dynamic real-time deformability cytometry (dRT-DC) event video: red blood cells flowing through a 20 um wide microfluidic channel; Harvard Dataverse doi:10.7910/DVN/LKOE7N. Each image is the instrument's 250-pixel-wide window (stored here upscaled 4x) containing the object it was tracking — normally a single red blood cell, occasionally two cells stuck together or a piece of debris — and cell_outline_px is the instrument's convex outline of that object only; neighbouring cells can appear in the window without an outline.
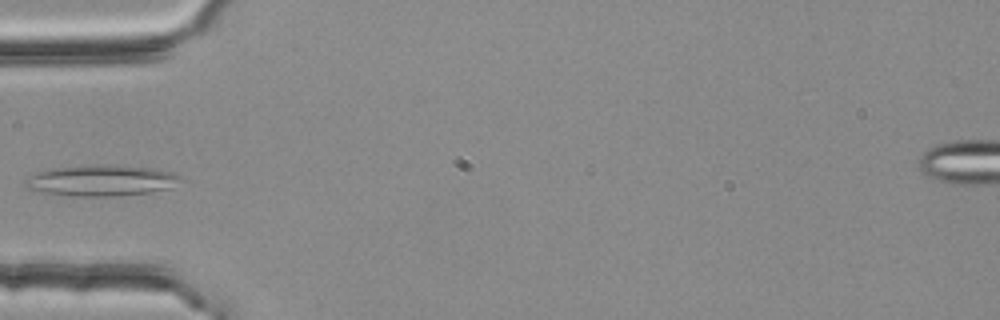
{"species": "common noctule bat (a hibernating species)", "species_latin": "Nyctalus noctula", "temperature_condition": "room temperature", "stored_images_in_passage": 3, "camera_frame_rate_fps": 3000, "um_per_image_px": 0.085, "animal": {"sex": "female", "body_mass_g": 25.1}, "frame": {"image": 1, "passage_image": 3, "time_ms": 0.667, "image_size_px": [1000, 320], "cell_outline_px": [[184, 180], [168, 188], [152, 192], [108, 196], [76, 196], [40, 192], [28, 188], [24, 184], [24, 180], [36, 172], [52, 168], [152, 168], [172, 172], [180, 176]], "centroid_in_image_um": [8.6, 15.4], "position_along_channel_um": 76.4, "area_um2": 26.47}}